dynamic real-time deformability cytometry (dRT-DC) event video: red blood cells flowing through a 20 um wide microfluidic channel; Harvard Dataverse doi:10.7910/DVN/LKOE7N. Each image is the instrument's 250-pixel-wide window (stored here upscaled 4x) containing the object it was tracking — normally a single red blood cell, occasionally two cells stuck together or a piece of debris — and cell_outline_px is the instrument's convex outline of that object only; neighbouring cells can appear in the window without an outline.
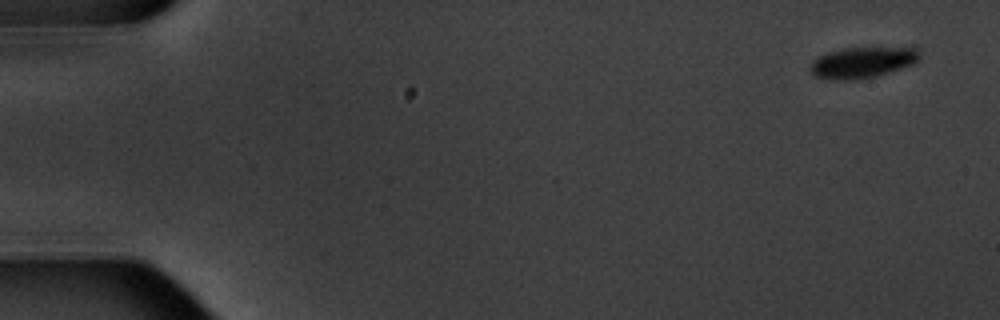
{"species": "common noctule bat (a hibernating species)", "species_latin": "Nyctalus noctula", "temperature_condition": "warm", "stored_images_in_passage": 5, "camera_frame_rate_fps": 3000, "um_per_image_px": 0.085, "animal": {"sex": "male", "body_mass_g": 20.1, "forearm_length_mm": 53.5}, "frame": {"image": 1, "passage_image": 1, "time_ms": 0.0, "image_size_px": [1000, 320], "cell_outline_px": [[920, 56], [912, 64], [876, 76], [856, 80], [828, 80], [816, 76], [808, 68], [812, 60], [828, 52], [844, 48], [916, 48]], "centroid_in_image_um": [73.22, 5.32], "position_along_channel_um": 11.8, "area_um2": 19.48}}